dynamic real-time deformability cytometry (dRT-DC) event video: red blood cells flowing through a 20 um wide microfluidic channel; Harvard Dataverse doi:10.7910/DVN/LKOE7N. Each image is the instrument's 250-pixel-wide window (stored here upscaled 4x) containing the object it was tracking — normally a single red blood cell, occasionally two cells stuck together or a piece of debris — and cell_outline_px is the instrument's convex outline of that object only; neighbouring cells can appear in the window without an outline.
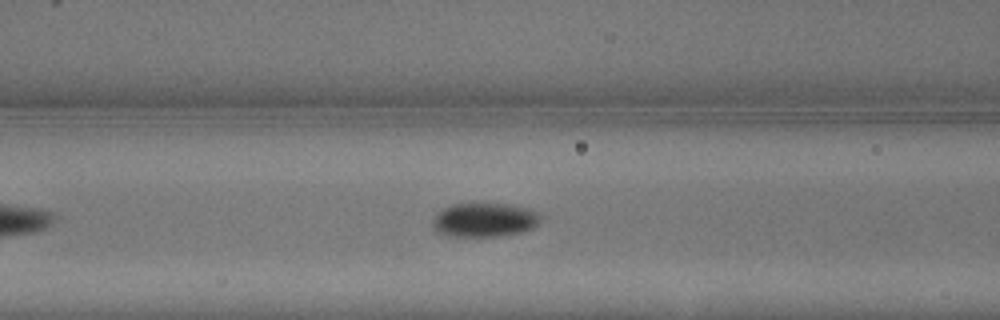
{"species": "common noctule bat (a hibernating species)", "species_latin": "Nyctalus noctula", "temperature_condition": "warm", "stored_images_in_passage": 5, "camera_frame_rate_fps": 3000, "um_per_image_px": 0.085, "animal": {"sex": "male", "body_mass_g": 13.3}, "frame": {"image": 1, "passage_image": 5, "time_ms": 1.333, "image_size_px": [1000, 320], "cell_outline_px": [[540, 220], [532, 228], [520, 232], [500, 236], [448, 236], [436, 232], [432, 228], [432, 216], [436, 212], [452, 204], [508, 204], [524, 208], [536, 212], [540, 216]], "centroid_in_image_um": [41.08, 18.7], "position_along_channel_um": 125.5, "area_um2": 21.33}}